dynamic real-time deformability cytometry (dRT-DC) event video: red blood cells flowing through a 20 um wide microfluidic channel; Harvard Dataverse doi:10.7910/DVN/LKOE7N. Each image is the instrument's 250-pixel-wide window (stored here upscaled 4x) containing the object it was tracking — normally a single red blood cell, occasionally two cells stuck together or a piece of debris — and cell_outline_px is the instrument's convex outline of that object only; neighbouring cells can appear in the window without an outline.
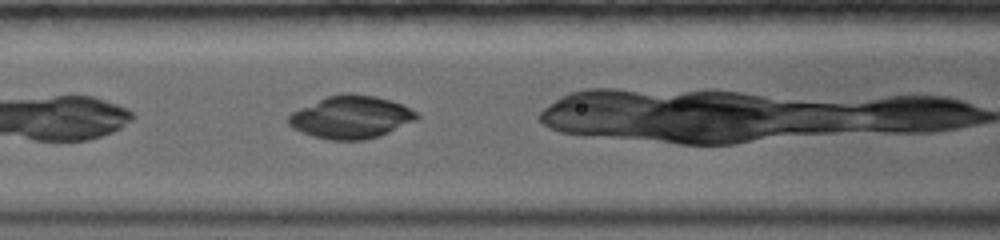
{"species": "common noctule bat (a hibernating species)", "species_latin": "Nyctalus noctula", "temperature_condition": "warm", "stored_images_in_passage": 9, "camera_frame_rate_fps": 5000, "um_per_image_px": 0.085, "animal": {"sex": "female", "body_mass_g": 19.0, "forearm_length_mm": 56.7}, "frame": {"image": 1, "passage_image": 7, "time_ms": 2.0, "image_size_px": [1000, 240], "cell_outline_px": [[420, 116], [416, 120], [380, 136], [364, 140], [328, 140], [312, 136], [300, 132], [292, 128], [288, 124], [288, 116], [292, 112], [324, 96], [348, 92], [376, 96], [400, 104], [416, 112]], "centroid_in_image_um": [29.79, 9.96], "position_along_channel_um": 136.8, "area_um2": 32.02}}